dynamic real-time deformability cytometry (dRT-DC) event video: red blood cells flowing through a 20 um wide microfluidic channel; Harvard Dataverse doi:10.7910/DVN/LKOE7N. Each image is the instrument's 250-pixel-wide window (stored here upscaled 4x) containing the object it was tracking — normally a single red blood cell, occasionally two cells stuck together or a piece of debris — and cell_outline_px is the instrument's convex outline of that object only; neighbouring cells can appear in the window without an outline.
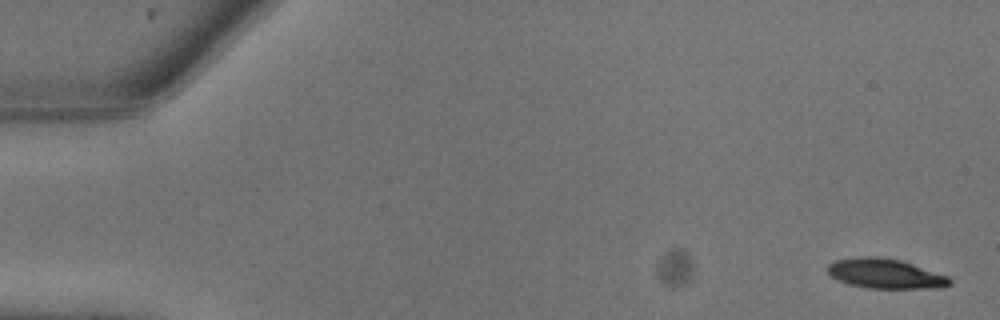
{"species": "common noctule bat (a hibernating species)", "species_latin": "Nyctalus noctula", "temperature_condition": "warm", "stored_images_in_passage": 9, "camera_frame_rate_fps": 3000, "um_per_image_px": 0.085, "animal": {"sex": "male", "body_mass_g": 13.3}, "frame": {"image": 1, "passage_image": 1, "time_ms": 0.0, "image_size_px": [1000, 320], "cell_outline_px": [[952, 284], [944, 288], [868, 288], [848, 284], [836, 280], [828, 272], [828, 264], [836, 260], [860, 256], [876, 256], [900, 260], [948, 276], [952, 280]], "centroid_in_image_um": [75.26, 23.27], "position_along_channel_um": 9.7, "area_um2": 21.21}}
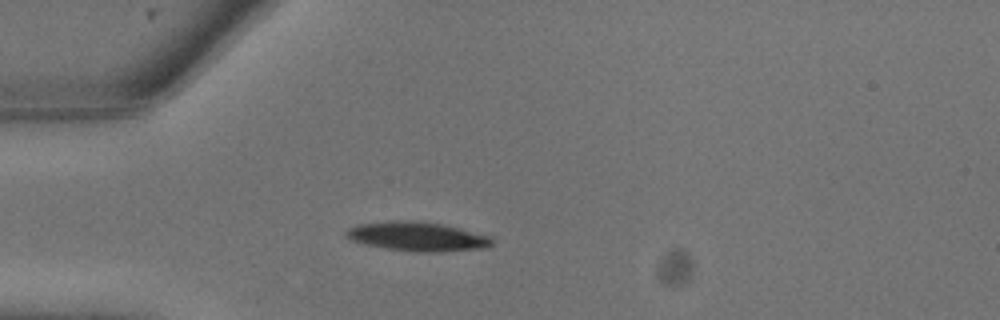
{"frame": {"image": 2, "passage_image": 7, "time_ms": 2.0, "image_size_px": [1000, 320], "cell_outline_px": [[492, 244], [484, 248], [440, 252], [416, 252], [384, 248], [364, 244], [352, 240], [344, 236], [344, 232], [348, 228], [360, 224], [396, 220], [412, 220], [440, 224], [488, 236], [492, 240]], "centroid_in_image_um": [35.4, 20.11], "position_along_channel_um": 49.6, "area_um2": 24.51}}
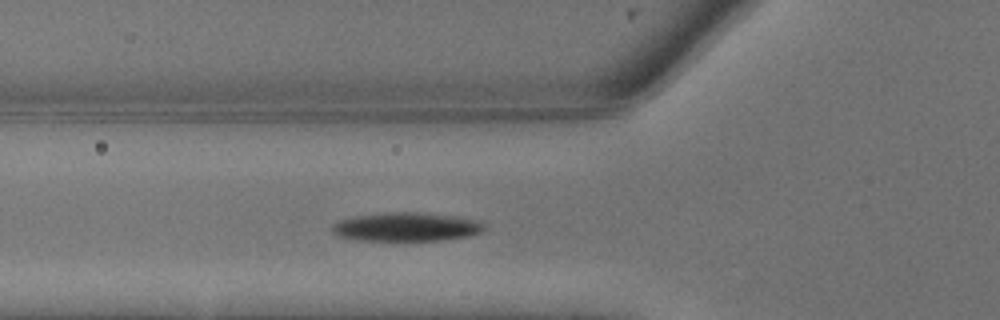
{"frame": {"image": 3, "passage_image": 9, "time_ms": 2.667, "image_size_px": [1000, 320], "cell_outline_px": [[484, 228], [480, 232], [468, 236], [444, 240], [360, 240], [336, 236], [332, 232], [332, 224], [340, 220], [352, 216], [388, 212], [420, 212], [452, 216], [480, 220], [484, 224]], "centroid_in_image_um": [34.51, 19.28], "position_along_channel_um": 91.3, "area_um2": 25.49}}